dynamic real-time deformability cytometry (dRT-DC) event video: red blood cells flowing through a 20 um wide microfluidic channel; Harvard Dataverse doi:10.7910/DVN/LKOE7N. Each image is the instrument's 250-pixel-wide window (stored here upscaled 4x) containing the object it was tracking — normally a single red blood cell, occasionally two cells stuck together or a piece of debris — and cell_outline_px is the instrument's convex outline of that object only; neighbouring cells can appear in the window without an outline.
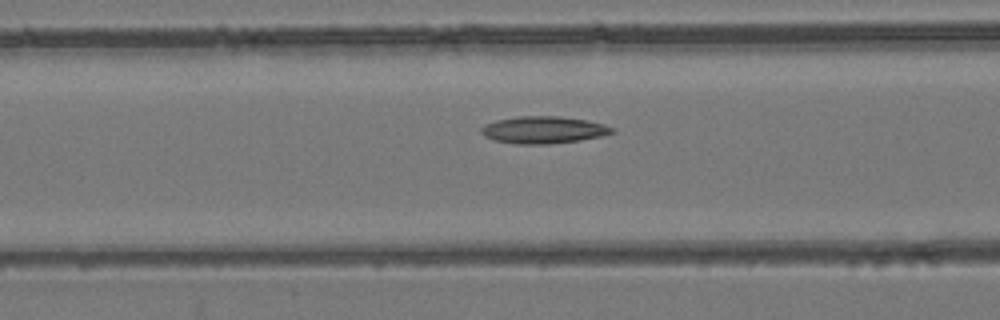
{"species": "common noctule bat (a hibernating species)", "species_latin": "Nyctalus noctula", "temperature_condition": "room temperature", "stored_images_in_passage": 56, "camera_frame_rate_fps": 3000, "um_per_image_px": 0.085, "animal": {"sex": "female", "body_mass_g": 24.6, "forearm_length_mm": 56.2}, "frame": {"image": 1, "passage_image": 23, "time_ms": 7.333, "image_size_px": [1000, 320], "cell_outline_px": [[616, 132], [604, 136], [580, 140], [548, 144], [516, 144], [492, 140], [484, 136], [480, 132], [480, 128], [484, 124], [496, 120], [520, 116], [560, 116], [588, 120], [604, 124], [616, 128]], "centroid_in_image_um": [46.22, 11.04], "position_along_channel_um": 120.4, "area_um2": 21.04}}
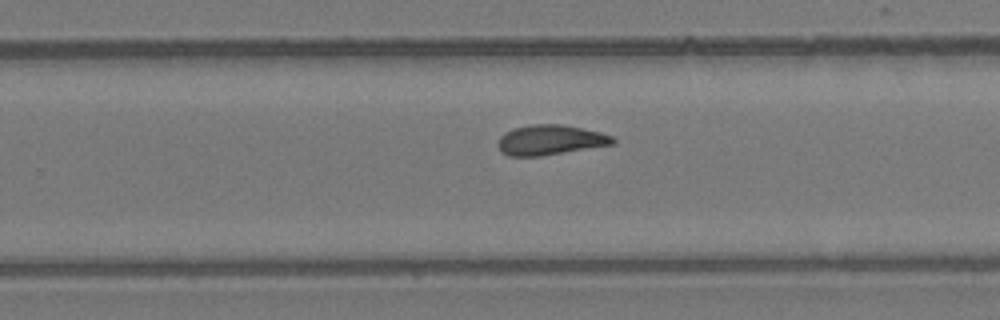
{"frame": {"image": 2, "passage_image": 36, "time_ms": 11.667, "image_size_px": [1000, 320], "cell_outline_px": [[616, 140], [612, 144], [540, 156], [508, 156], [500, 152], [496, 144], [500, 136], [504, 132], [516, 128], [532, 124], [560, 124], [600, 132], [612, 136]], "centroid_in_image_um": [46.7, 11.9], "position_along_channel_um": 283.1, "area_um2": 19.94}}
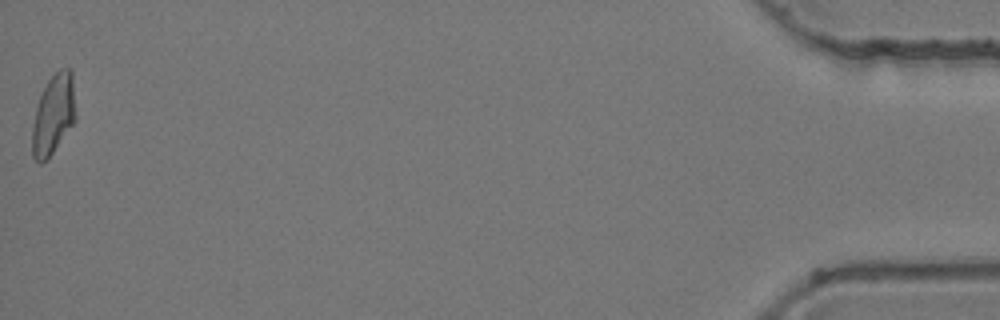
{"frame": {"image": 3, "passage_image": 56, "time_ms": 18.333, "image_size_px": [1000, 320], "cell_outline_px": [[76, 120], [52, 152], [40, 164], [32, 156], [32, 124], [36, 108], [40, 96], [48, 80], [60, 68], [72, 68], [76, 116]], "centroid_in_image_um": [4.55, 9.69], "position_along_channel_um": 430.6, "area_um2": 20.17}, "authors_computed_cell_mechanics": {"area_um2": 20.2589, "velocity_mm_per_s": 3.7649, "shape_relaxation_time_tau1_ms": null, "shape_relaxation_time_tau2_ms": 3.6451, "deformation_change_tau1": null, "deformation_change_tau2": 0.1156}}